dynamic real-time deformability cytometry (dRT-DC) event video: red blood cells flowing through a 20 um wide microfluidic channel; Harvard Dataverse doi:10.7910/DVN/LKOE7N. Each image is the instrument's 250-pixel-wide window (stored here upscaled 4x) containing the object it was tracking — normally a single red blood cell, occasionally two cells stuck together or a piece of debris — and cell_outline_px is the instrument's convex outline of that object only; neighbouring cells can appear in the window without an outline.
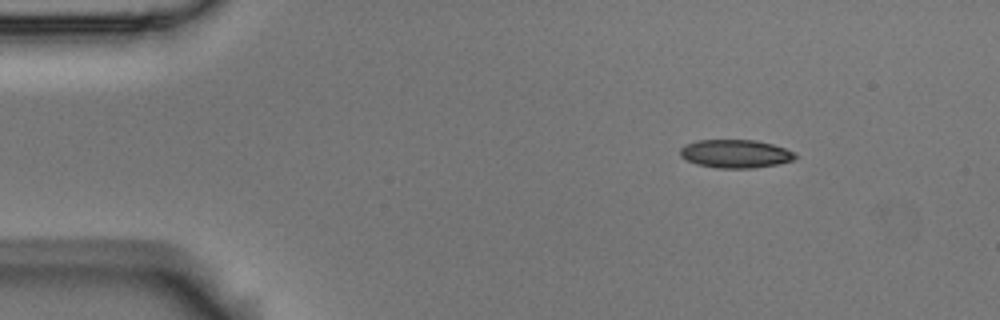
{"species": "Egyptian fruit bat (a non-hibernating species)", "species_latin": "Rousettus aegyptiacus", "temperature_condition": "room temperature", "stored_images_in_passage": 4, "camera_frame_rate_fps": 3000, "um_per_image_px": 0.085, "animal": {"sex": "male"}, "frame": {"image": 1, "passage_image": 2, "time_ms": 0.333, "image_size_px": [1000, 320], "cell_outline_px": [[796, 156], [792, 160], [776, 164], [752, 168], [716, 168], [696, 164], [680, 156], [680, 148], [684, 144], [696, 140], [756, 140], [772, 144], [796, 152]], "centroid_in_image_um": [62.48, 13.06], "position_along_channel_um": 22.5, "area_um2": 18.96}}
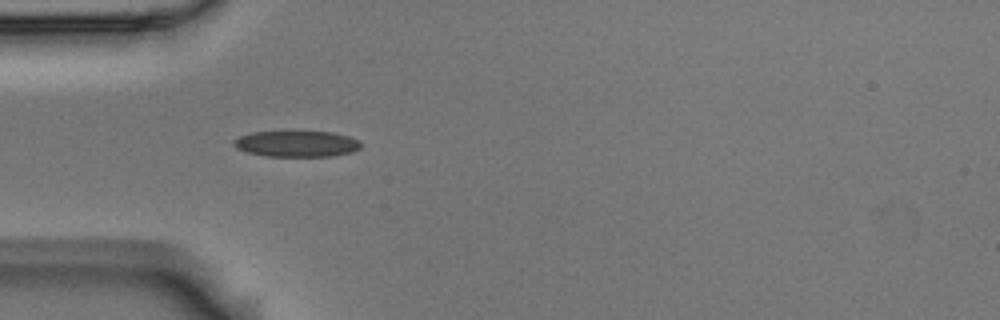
{"frame": {"image": 2, "passage_image": 4, "time_ms": 1.0, "image_size_px": [1000, 320], "cell_outline_px": [[360, 148], [352, 152], [332, 156], [264, 156], [248, 152], [236, 148], [232, 144], [232, 140], [240, 136], [252, 132], [332, 132], [348, 136], [360, 140]], "centroid_in_image_um": [25.2, 12.23], "position_along_channel_um": 59.8, "area_um2": 19.25}}